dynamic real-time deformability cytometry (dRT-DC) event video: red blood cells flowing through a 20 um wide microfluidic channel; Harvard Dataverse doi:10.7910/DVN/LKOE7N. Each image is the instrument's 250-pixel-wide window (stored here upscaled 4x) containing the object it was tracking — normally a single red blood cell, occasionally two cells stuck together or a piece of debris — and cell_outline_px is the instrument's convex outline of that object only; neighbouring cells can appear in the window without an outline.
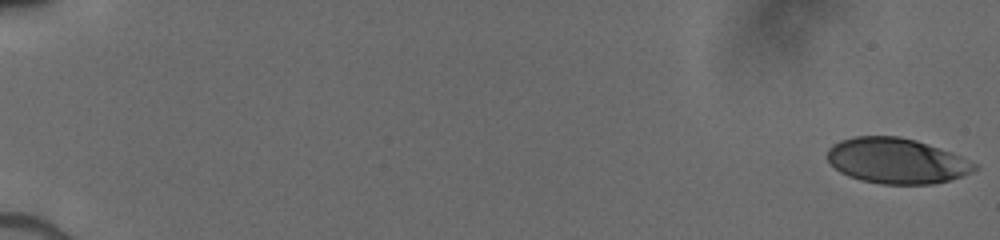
{"species": "human", "species_latin": "Homo sapiens", "temperature_condition": "cold", "stored_images_in_passage": 23, "camera_frame_rate_fps": 3000, "um_per_image_px": 0.085, "donor": {"sex": "male"}, "frame": {"image": 1, "passage_image": 1, "time_ms": 0.0, "image_size_px": [1000, 240], "cell_outline_px": [[980, 164], [972, 172], [948, 180], [932, 184], [884, 184], [860, 180], [848, 176], [840, 172], [828, 160], [828, 148], [832, 144], [840, 140], [856, 136], [900, 136], [916, 140], [952, 152]], "centroid_in_image_um": [76.22, 13.66], "position_along_channel_um": 8.8, "area_um2": 39.02}}